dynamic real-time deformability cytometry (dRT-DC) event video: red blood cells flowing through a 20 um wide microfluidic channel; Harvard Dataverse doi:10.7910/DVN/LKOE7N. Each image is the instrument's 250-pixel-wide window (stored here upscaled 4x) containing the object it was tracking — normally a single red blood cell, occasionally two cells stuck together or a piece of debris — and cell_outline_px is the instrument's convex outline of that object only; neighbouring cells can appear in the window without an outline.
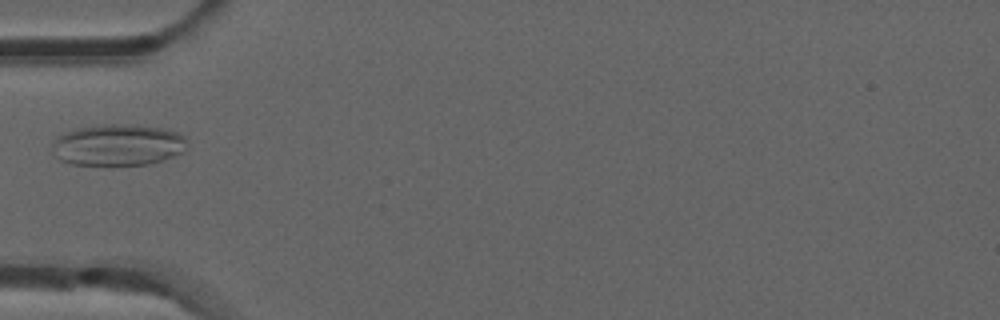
{"species": "common noctule bat (a hibernating species)", "species_latin": "Nyctalus noctula", "temperature_condition": "room temperature", "stored_images_in_passage": 36, "camera_frame_rate_fps": 3000, "um_per_image_px": 0.085, "animal": {"sex": "male", "forearm_length_mm": 52.5}, "frame": {"image": 1, "passage_image": 1, "time_ms": 0.0, "image_size_px": [1000, 320], "cell_outline_px": [[188, 148], [172, 156], [148, 164], [112, 168], [108, 168], [72, 164], [60, 160], [52, 152], [52, 144], [64, 132], [76, 128], [100, 124], [116, 124], [160, 128], [176, 132], [184, 136], [188, 140]], "centroid_in_image_um": [9.99, 12.37], "position_along_channel_um": 75.0, "area_um2": 33.35}}
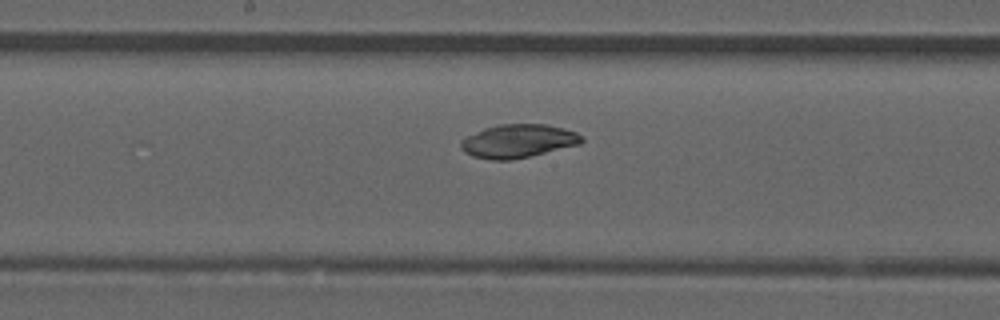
{"frame": {"image": 2, "passage_image": 11, "time_ms": 3.333, "image_size_px": [1000, 320], "cell_outline_px": [[584, 140], [580, 144], [528, 156], [508, 160], [492, 160], [472, 156], [464, 152], [460, 148], [460, 140], [484, 128], [500, 124], [544, 124], [564, 128], [576, 132], [584, 136]], "centroid_in_image_um": [44.03, 11.98], "position_along_channel_um": 204.2, "area_um2": 23.41}}
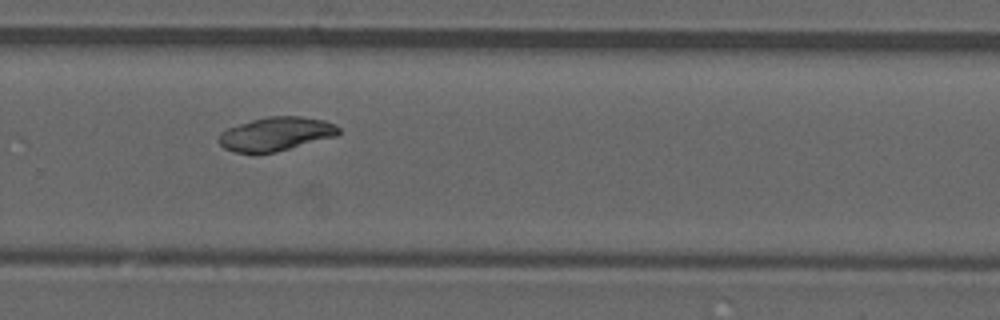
{"frame": {"image": 3, "passage_image": 19, "time_ms": 6.0, "image_size_px": [1000, 320], "cell_outline_px": [[340, 132], [336, 136], [276, 152], [256, 156], [232, 152], [224, 148], [216, 140], [220, 132], [228, 128], [252, 120], [268, 116], [300, 116], [324, 120], [340, 128]], "centroid_in_image_um": [23.38, 11.43], "position_along_channel_um": 306.4, "area_um2": 24.04}}